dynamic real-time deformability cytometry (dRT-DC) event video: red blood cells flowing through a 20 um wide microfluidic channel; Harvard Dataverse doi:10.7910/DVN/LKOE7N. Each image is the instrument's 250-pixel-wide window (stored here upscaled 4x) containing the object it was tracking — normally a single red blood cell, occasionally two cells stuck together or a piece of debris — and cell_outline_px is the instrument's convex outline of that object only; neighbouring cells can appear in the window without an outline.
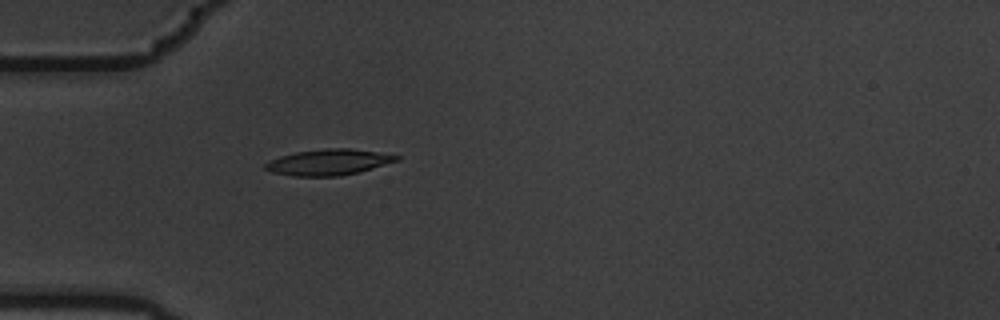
{"species": "common noctule bat (a hibernating species)", "species_latin": "Nyctalus noctula", "temperature_condition": "warm", "stored_images_in_passage": 4, "camera_frame_rate_fps": 3000, "um_per_image_px": 0.085, "animal": {"sex": "male", "body_mass_g": 19.5, "forearm_length_mm": 54.6}, "frame": {"image": 1, "passage_image": 4, "time_ms": 1.0, "image_size_px": [1000, 320], "cell_outline_px": [[400, 160], [360, 172], [340, 176], [292, 176], [272, 172], [264, 168], [264, 164], [268, 160], [280, 156], [296, 152], [324, 148], [352, 148], [400, 156]], "centroid_in_image_um": [27.92, 13.79], "position_along_channel_um": 57.1, "area_um2": 19.94}}